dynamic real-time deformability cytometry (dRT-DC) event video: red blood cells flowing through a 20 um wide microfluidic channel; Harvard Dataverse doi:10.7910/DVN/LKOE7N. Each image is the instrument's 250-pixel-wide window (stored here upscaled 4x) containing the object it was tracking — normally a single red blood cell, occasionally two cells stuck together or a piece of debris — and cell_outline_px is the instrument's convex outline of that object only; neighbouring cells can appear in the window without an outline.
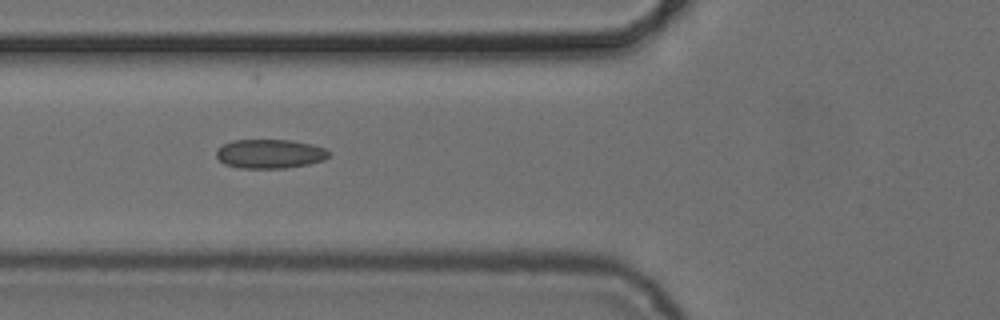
{"species": "common noctule bat (a hibernating species)", "species_latin": "Nyctalus noctula", "temperature_condition": "cold", "stored_images_in_passage": 6, "camera_frame_rate_fps": 3000, "um_per_image_px": 0.085, "animal": {"sex": "female", "body_mass_g": 24.6, "forearm_length_mm": 56.2}, "frame": {"image": 1, "passage_image": 5, "time_ms": 5.333, "image_size_px": [1000, 320], "cell_outline_px": [[332, 152], [324, 160], [308, 164], [284, 168], [240, 168], [224, 164], [216, 156], [216, 148], [232, 140], [292, 140], [312, 144], [328, 148]], "centroid_in_image_um": [22.96, 13.06], "position_along_channel_um": 102.8, "area_um2": 19.31}}
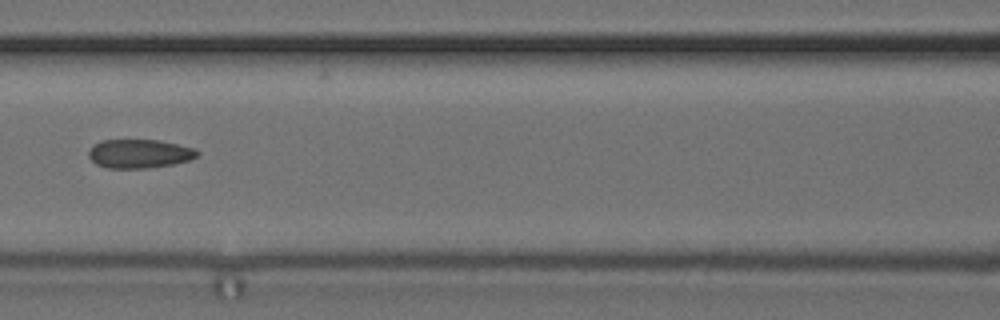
{"frame": {"image": 2, "passage_image": 6, "time_ms": 6.667, "image_size_px": [1000, 320], "cell_outline_px": [[200, 152], [196, 156], [188, 160], [172, 164], [148, 168], [104, 168], [96, 164], [88, 156], [88, 152], [92, 144], [100, 140], [160, 140], [196, 148]], "centroid_in_image_um": [11.82, 13.05], "position_along_channel_um": 154.8, "area_um2": 18.38}}